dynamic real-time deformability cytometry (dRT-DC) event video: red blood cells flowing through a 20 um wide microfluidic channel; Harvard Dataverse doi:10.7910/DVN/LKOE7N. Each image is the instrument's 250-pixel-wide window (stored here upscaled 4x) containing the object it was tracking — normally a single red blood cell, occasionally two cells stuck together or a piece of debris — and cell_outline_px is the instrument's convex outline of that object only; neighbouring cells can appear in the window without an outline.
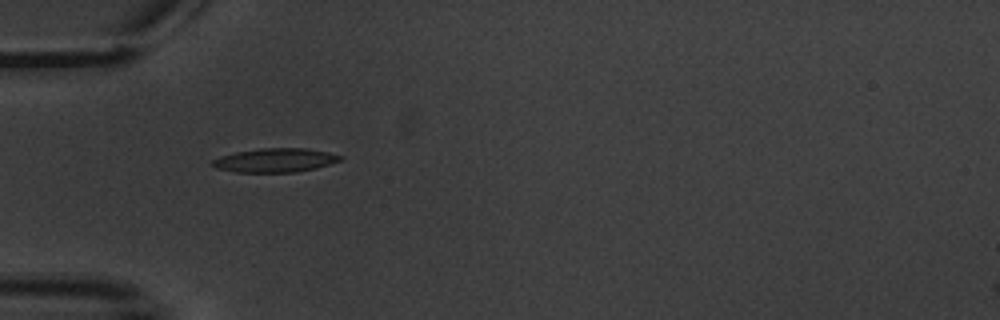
{"species": "common noctule bat (a hibernating species)", "species_latin": "Nyctalus noctula", "temperature_condition": "warm", "stored_images_in_passage": 5, "camera_frame_rate_fps": 3000, "um_per_image_px": 0.085, "animal": {"sex": "male", "body_mass_g": 20.1, "forearm_length_mm": 53.5}, "frame": {"image": 1, "passage_image": 4, "time_ms": 3.667, "image_size_px": [1000, 320], "cell_outline_px": [[344, 156], [340, 160], [316, 168], [296, 172], [236, 172], [216, 168], [212, 164], [212, 160], [220, 156], [236, 152], [260, 148], [308, 148], [328, 152]], "centroid_in_image_um": [23.39, 13.61], "position_along_channel_um": 61.6, "area_um2": 17.74}}
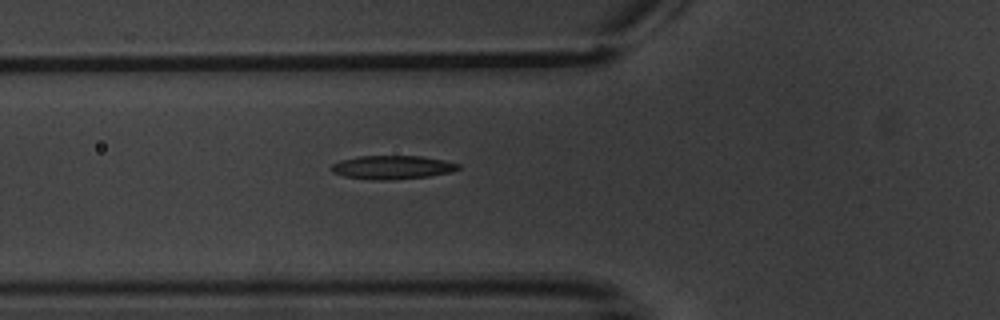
{"frame": {"image": 2, "passage_image": 5, "time_ms": 4.667, "image_size_px": [1000, 320], "cell_outline_px": [[460, 168], [452, 172], [428, 176], [392, 180], [372, 180], [344, 176], [332, 172], [332, 164], [340, 160], [360, 156], [420, 156], [444, 160], [460, 164]], "centroid_in_image_um": [33.35, 14.22], "position_along_channel_um": 92.4, "area_um2": 17.46}}